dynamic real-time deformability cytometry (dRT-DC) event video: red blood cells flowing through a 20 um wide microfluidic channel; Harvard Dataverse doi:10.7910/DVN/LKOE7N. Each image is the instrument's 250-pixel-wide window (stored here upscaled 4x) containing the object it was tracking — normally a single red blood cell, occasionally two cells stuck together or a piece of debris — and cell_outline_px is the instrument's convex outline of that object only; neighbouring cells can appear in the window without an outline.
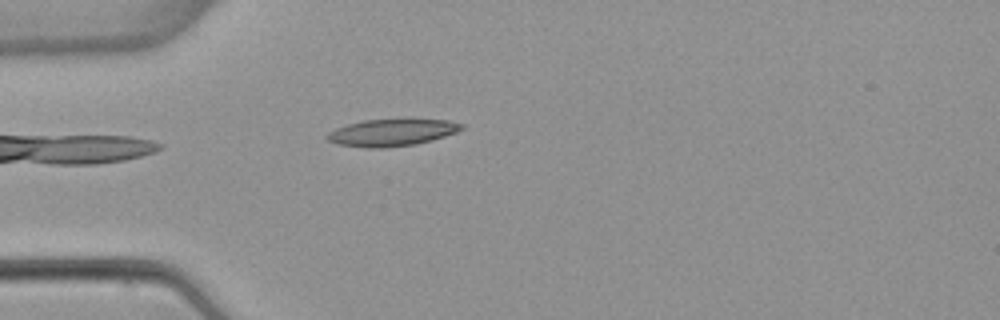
{"species": "common noctule bat (a hibernating species)", "species_latin": "Nyctalus noctula", "temperature_condition": "warm", "stored_images_in_passage": 4, "camera_frame_rate_fps": 3000, "um_per_image_px": 0.085, "animal": {"sex": "female", "body_mass_g": 22.7, "forearm_length_mm": 54.2}, "frame": {"image": 1, "passage_image": 4, "time_ms": 4.333, "image_size_px": [1000, 320], "cell_outline_px": [[464, 128], [456, 132], [432, 140], [416, 144], [380, 148], [368, 148], [340, 144], [328, 140], [324, 136], [328, 132], [336, 128], [348, 124], [364, 120], [404, 116], [448, 120], [464, 124]], "centroid_in_image_um": [33.36, 11.2], "position_along_channel_um": 51.6, "area_um2": 22.02}}